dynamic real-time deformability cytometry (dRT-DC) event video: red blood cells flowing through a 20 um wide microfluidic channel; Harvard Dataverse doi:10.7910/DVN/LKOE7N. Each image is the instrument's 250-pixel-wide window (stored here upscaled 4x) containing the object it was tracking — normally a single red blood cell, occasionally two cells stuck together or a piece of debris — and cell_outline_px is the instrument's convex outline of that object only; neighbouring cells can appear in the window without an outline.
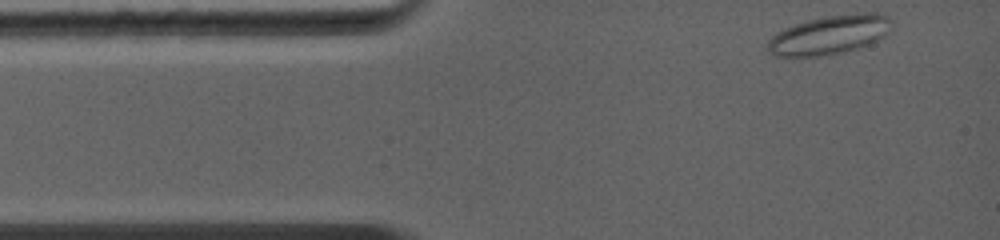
{"species": "common noctule bat (a hibernating species)", "species_latin": "Nyctalus noctula", "temperature_condition": "warm", "stored_images_in_passage": 24, "camera_frame_rate_fps": 5000, "um_per_image_px": 0.085, "animal": {"sex": "female", "body_mass_g": 19.0, "forearm_length_mm": 56.7}, "frame": {"image": 1, "passage_image": 1, "time_ms": 0.0, "image_size_px": [1000, 240], "cell_outline_px": [[892, 20], [884, 36], [876, 40], [856, 48], [840, 52], [816, 56], [776, 56], [764, 44], [776, 32], [784, 28], [808, 20], [824, 16], [864, 12], [876, 12], [888, 16]], "centroid_in_image_um": [70.47, 2.94], "position_along_channel_um": 14.5, "area_um2": 27.74}}
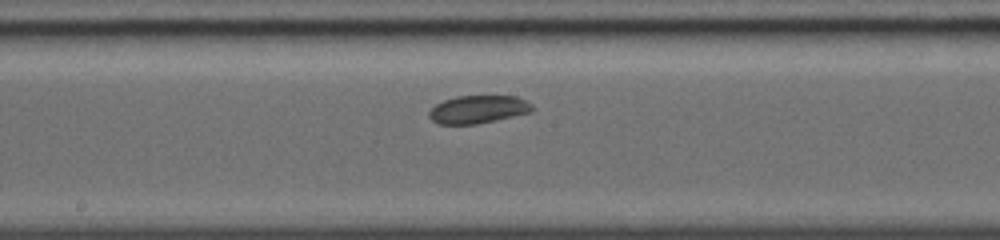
{"frame": {"image": 2, "passage_image": 11, "time_ms": 5.6, "image_size_px": [1000, 240], "cell_outline_px": [[532, 108], [528, 112], [496, 120], [476, 124], [440, 124], [432, 120], [428, 116], [428, 112], [436, 104], [444, 100], [456, 96], [516, 96], [532, 104]], "centroid_in_image_um": [40.59, 9.29], "position_along_channel_um": 207.6, "area_um2": 16.53}}
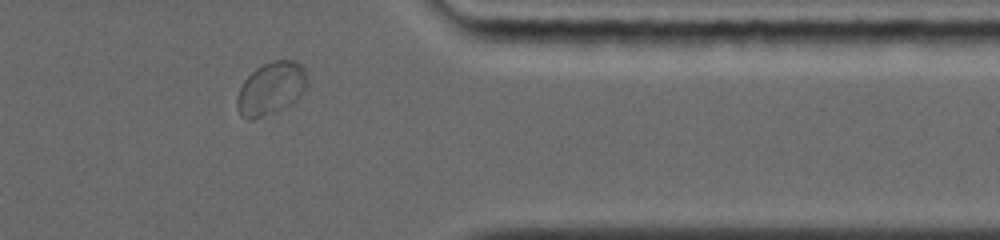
{"frame": {"image": 3, "passage_image": 21, "time_ms": 10.0, "image_size_px": [1000, 240], "cell_outline_px": [[308, 84], [300, 96], [296, 100], [280, 108], [252, 120], [248, 120], [240, 112], [236, 104], [236, 96], [244, 80], [256, 68], [264, 64], [276, 60], [296, 60], [304, 68], [308, 76]], "centroid_in_image_um": [23.05, 7.48], "position_along_channel_um": 388.3, "area_um2": 21.27}}